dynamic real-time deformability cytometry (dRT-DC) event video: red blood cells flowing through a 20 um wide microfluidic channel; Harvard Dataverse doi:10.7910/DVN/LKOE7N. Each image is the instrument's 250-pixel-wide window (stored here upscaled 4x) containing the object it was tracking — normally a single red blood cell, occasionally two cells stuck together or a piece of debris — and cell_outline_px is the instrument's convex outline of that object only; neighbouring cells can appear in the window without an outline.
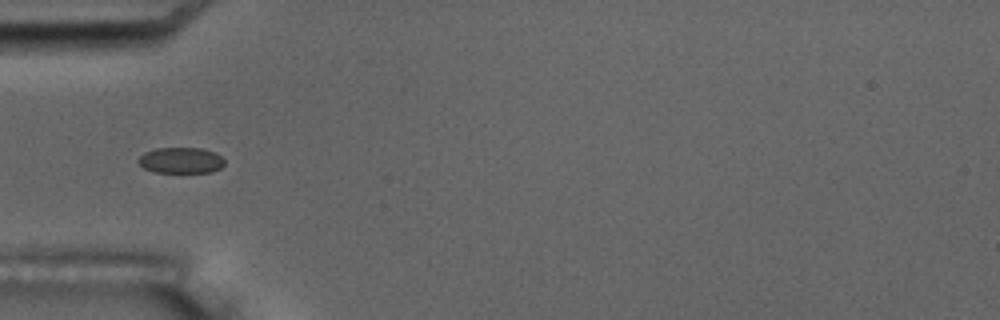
{"species": "common noctule bat (a hibernating species)", "species_latin": "Nyctalus noctula", "temperature_condition": "room temperature", "stored_images_in_passage": 3, "camera_frame_rate_fps": 3000, "um_per_image_px": 0.085, "animal": {"sex": "male", "body_mass_g": 17.5, "forearm_length_mm": 52.3}, "frame": {"image": 1, "passage_image": 3, "time_ms": 4.0, "image_size_px": [1000, 320], "cell_outline_px": [[224, 164], [220, 168], [212, 172], [156, 172], [144, 168], [136, 160], [144, 152], [156, 148], [200, 148], [216, 152], [224, 160]], "centroid_in_image_um": [15.37, 13.62], "position_along_channel_um": 69.6, "area_um2": 13.01}}